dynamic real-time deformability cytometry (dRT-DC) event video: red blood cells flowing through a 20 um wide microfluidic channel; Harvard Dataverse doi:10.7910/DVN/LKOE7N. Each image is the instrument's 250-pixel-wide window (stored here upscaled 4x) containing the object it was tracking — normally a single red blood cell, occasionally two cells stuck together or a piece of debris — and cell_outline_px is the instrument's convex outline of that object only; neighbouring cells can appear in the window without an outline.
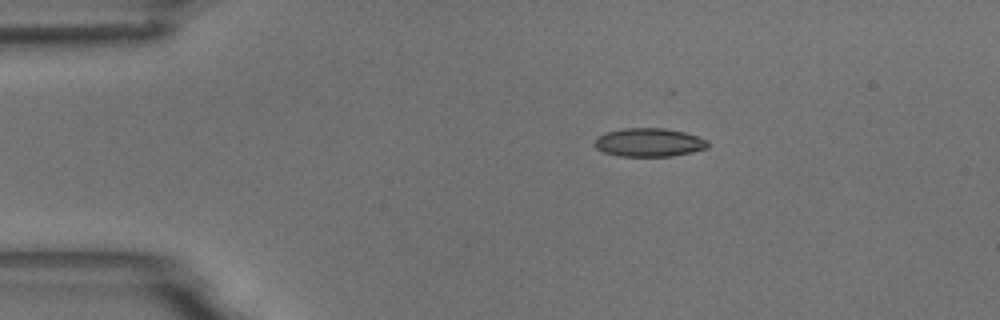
{"species": "common noctule bat (a hibernating species)", "species_latin": "Nyctalus noctula", "temperature_condition": "room temperature", "stored_images_in_passage": 13, "camera_frame_rate_fps": 3000, "um_per_image_px": 0.085, "animal": {"sex": "male", "body_mass_g": 18.8}, "frame": {"image": 1, "passage_image": 1, "time_ms": 0.0, "image_size_px": [1000, 320], "cell_outline_px": [[708, 148], [692, 152], [672, 156], [620, 156], [604, 152], [596, 148], [592, 144], [604, 132], [624, 128], [664, 128], [684, 132], [708, 140]], "centroid_in_image_um": [55.16, 12.1], "position_along_channel_um": 29.8, "area_um2": 18.79}}
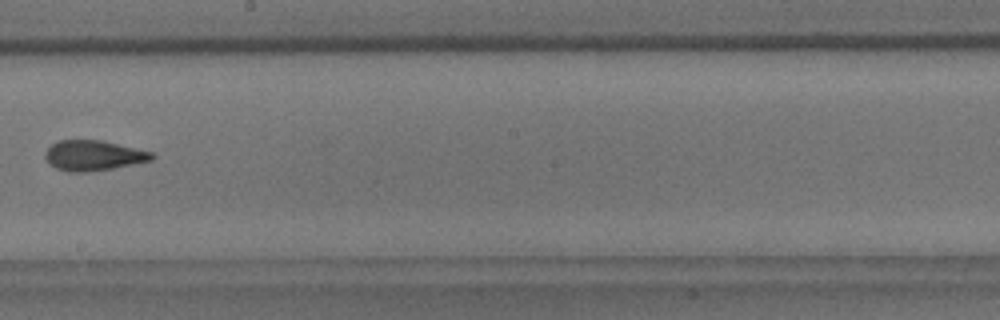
{"frame": {"image": 2, "passage_image": 7, "time_ms": 7.0, "image_size_px": [1000, 320], "cell_outline_px": [[156, 156], [152, 160], [112, 168], [88, 172], [68, 172], [56, 168], [44, 156], [44, 152], [52, 144], [60, 140], [100, 140], [152, 152]], "centroid_in_image_um": [7.93, 13.22], "position_along_channel_um": 240.3, "area_um2": 18.55}}
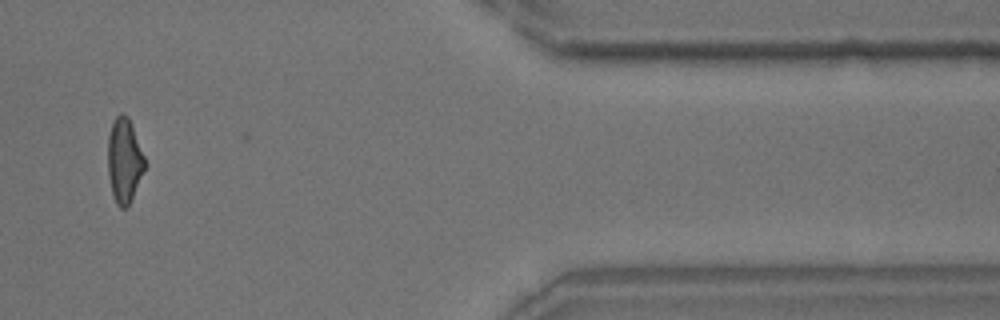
{"frame": {"image": 3, "passage_image": 11, "time_ms": 12.333, "image_size_px": [1000, 320], "cell_outline_px": [[148, 164], [128, 208], [120, 208], [116, 204], [112, 192], [108, 176], [108, 136], [112, 124], [116, 116], [120, 112], [124, 112], [128, 116], [132, 124]], "centroid_in_image_um": [10.6, 13.65], "position_along_channel_um": 400.8, "area_um2": 18.73}, "authors_computed_cell_mechanics": {"area_um2": 18.5538, "velocity_mm_per_s": 3.7309, "shape_relaxation_time_tau1_ms": 2.8072, "shape_relaxation_time_tau2_ms": null, "deformation_change_tau1": 0.1283, "deformation_change_tau2": null}}